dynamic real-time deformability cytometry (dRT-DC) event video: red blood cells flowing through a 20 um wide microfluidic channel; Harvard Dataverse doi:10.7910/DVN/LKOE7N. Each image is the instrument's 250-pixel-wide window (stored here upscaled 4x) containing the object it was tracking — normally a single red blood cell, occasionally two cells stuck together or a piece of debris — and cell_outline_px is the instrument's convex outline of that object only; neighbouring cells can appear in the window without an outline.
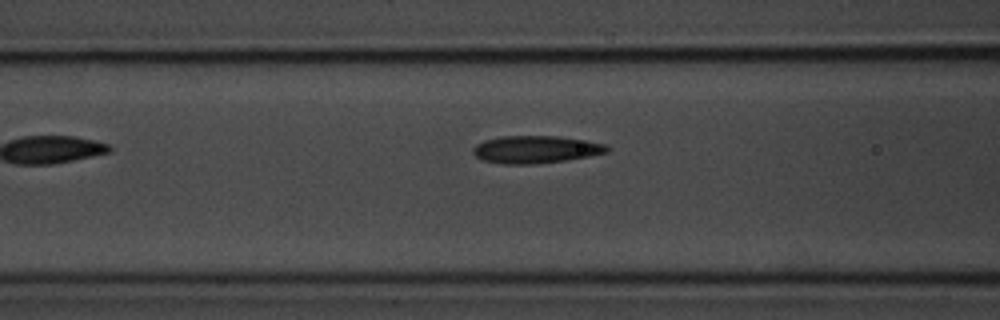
{"species": "common noctule bat (a hibernating species)", "species_latin": "Nyctalus noctula", "temperature_condition": "room temperature", "stored_images_in_passage": 7, "camera_frame_rate_fps": 3000, "um_per_image_px": 0.085, "animal": {"sex": "male", "body_mass_g": 20.1, "forearm_length_mm": 53.5}, "frame": {"image": 1, "passage_image": 6, "time_ms": 6.0, "image_size_px": [1000, 320], "cell_outline_px": [[612, 148], [608, 152], [588, 156], [564, 160], [532, 164], [500, 164], [484, 160], [476, 156], [472, 152], [472, 148], [476, 144], [484, 140], [500, 136], [560, 136], [608, 144]], "centroid_in_image_um": [45.54, 12.69], "position_along_channel_um": 121.1, "area_um2": 21.56}}
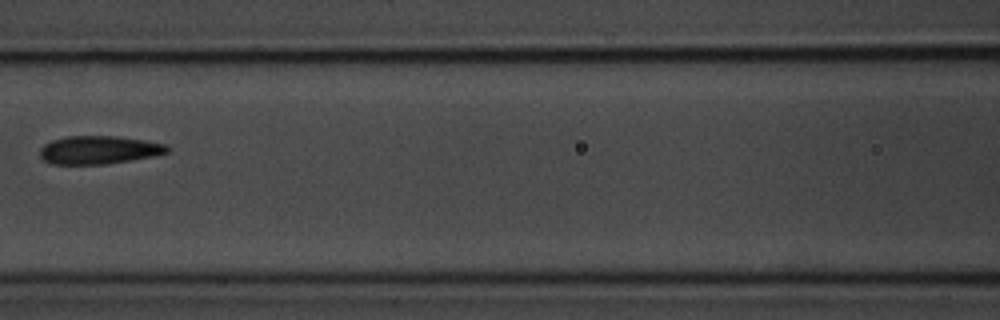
{"frame": {"image": 2, "passage_image": 7, "time_ms": 7.0, "image_size_px": [1000, 320], "cell_outline_px": [[172, 148], [168, 152], [156, 156], [108, 164], [52, 164], [44, 160], [40, 156], [40, 148], [44, 144], [52, 140], [68, 136], [116, 136], [144, 140], [168, 144]], "centroid_in_image_um": [8.46, 12.74], "position_along_channel_um": 158.1, "area_um2": 21.15}}